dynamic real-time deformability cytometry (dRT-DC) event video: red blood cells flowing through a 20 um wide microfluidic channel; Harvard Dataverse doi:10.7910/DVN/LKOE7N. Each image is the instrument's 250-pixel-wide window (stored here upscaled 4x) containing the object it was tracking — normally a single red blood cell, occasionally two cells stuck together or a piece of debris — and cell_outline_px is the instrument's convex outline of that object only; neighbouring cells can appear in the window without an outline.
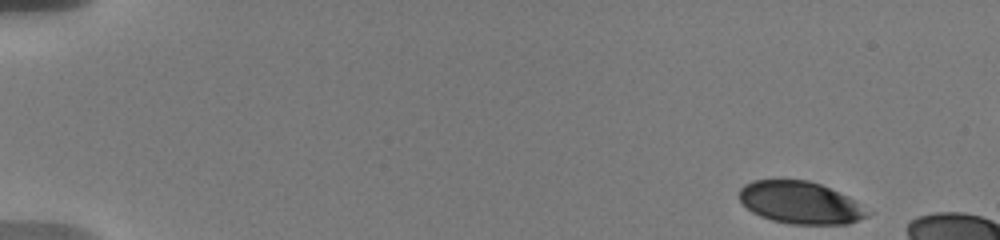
{"species": "human", "species_latin": "Homo sapiens", "temperature_condition": "warm", "stored_images_in_passage": 20, "camera_frame_rate_fps": 3000, "um_per_image_px": 0.085, "donor": {"sex": "male"}, "frame": {"image": 1, "passage_image": 1, "time_ms": 0.0, "image_size_px": [1000, 240], "cell_outline_px": [[876, 212], [868, 216], [848, 224], [788, 224], [772, 220], [760, 216], [752, 212], [740, 200], [740, 188], [744, 184], [752, 180], [808, 180], [820, 184], [848, 196]], "centroid_in_image_um": [68.09, 17.23], "position_along_channel_um": 16.9, "area_um2": 31.85}}